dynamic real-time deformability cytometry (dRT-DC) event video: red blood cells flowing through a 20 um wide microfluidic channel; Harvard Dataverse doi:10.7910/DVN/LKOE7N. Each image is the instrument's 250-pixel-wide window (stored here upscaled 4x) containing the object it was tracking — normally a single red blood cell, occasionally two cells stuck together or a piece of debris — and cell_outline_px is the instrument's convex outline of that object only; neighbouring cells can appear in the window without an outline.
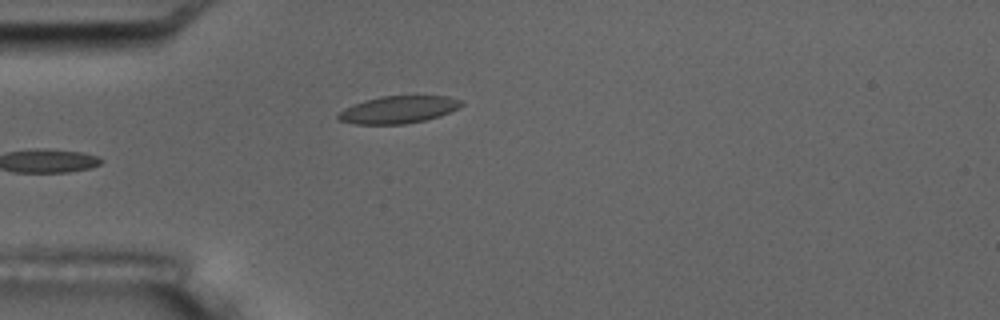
{"species": "common noctule bat (a hibernating species)", "species_latin": "Nyctalus noctula", "temperature_condition": "room temperature", "stored_images_in_passage": 7, "camera_frame_rate_fps": 3000, "um_per_image_px": 0.085, "animal": {"sex": "male", "body_mass_g": 17.5, "forearm_length_mm": 52.3}, "frame": {"image": 1, "passage_image": 5, "time_ms": 5.667, "image_size_px": [1000, 320], "cell_outline_px": [[464, 104], [460, 108], [440, 116], [424, 120], [404, 124], [356, 124], [340, 120], [336, 116], [344, 108], [352, 104], [364, 100], [380, 96], [448, 96], [460, 100]], "centroid_in_image_um": [33.87, 9.31], "position_along_channel_um": 51.1, "area_um2": 19.65}}